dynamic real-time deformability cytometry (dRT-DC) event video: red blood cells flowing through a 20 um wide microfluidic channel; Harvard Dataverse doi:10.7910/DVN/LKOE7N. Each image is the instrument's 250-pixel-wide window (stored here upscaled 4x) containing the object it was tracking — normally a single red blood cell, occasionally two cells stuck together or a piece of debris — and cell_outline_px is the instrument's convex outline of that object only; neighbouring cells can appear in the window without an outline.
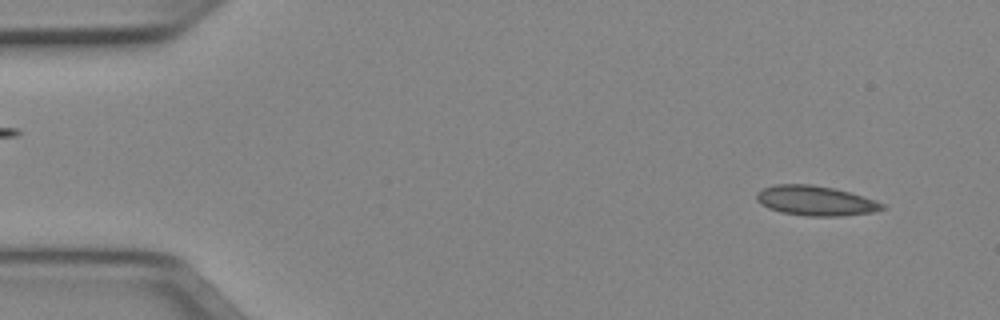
{"species": "Egyptian fruit bat (a non-hibernating species)", "species_latin": "Rousettus aegyptiacus", "temperature_condition": "cold", "stored_images_in_passage": 50, "camera_frame_rate_fps": 3000, "um_per_image_px": 0.085, "animal": {"sex": "female"}, "frame": {"image": 1, "passage_image": 3, "time_ms": 0.667, "image_size_px": [1000, 320], "cell_outline_px": [[888, 208], [872, 212], [844, 216], [808, 216], [780, 212], [768, 208], [760, 204], [756, 200], [756, 192], [764, 188], [776, 184], [812, 184], [832, 188], [848, 192], [876, 200], [884, 204]], "centroid_in_image_um": [69.31, 17.07], "position_along_channel_um": 15.7, "area_um2": 21.91}}
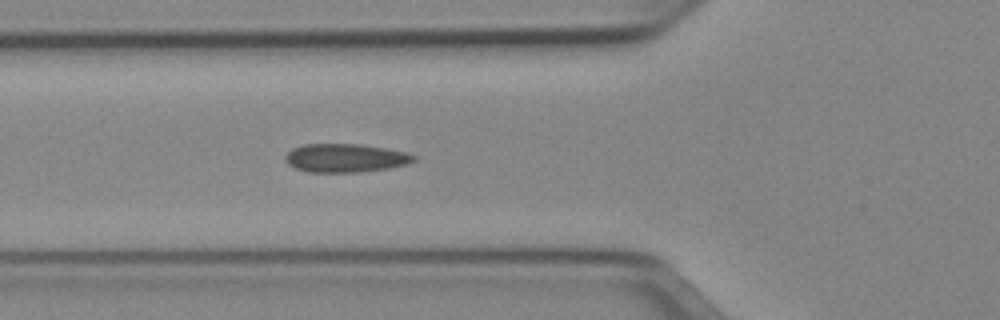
{"frame": {"image": 2, "passage_image": 17, "time_ms": 5.333, "image_size_px": [1000, 320], "cell_outline_px": [[416, 160], [408, 164], [388, 168], [360, 172], [308, 172], [296, 168], [288, 164], [284, 160], [284, 156], [292, 148], [304, 144], [360, 144], [384, 148], [404, 152], [416, 156]], "centroid_in_image_um": [29.33, 13.43], "position_along_channel_um": 96.5, "area_um2": 21.33}}
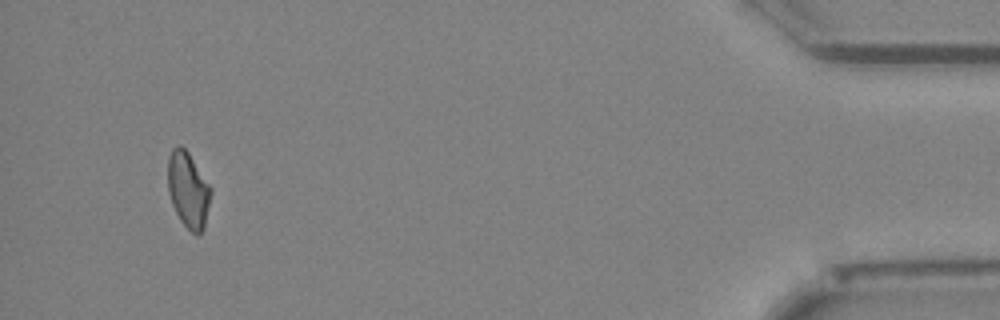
{"frame": {"image": 3, "passage_image": 47, "time_ms": 15.333, "image_size_px": [1000, 320], "cell_outline_px": [[212, 192], [204, 228], [196, 236], [180, 220], [172, 204], [168, 192], [168, 156], [172, 148], [176, 144], [180, 144], [188, 152], [212, 188]], "centroid_in_image_um": [15.99, 16.11], "position_along_channel_um": 419.2, "area_um2": 19.07}, "authors_computed_cell_mechanics": {"area_um2": 20.4323, "velocity_mm_per_s": 3.9609, "shape_relaxation_time_tau1_ms": null, "shape_relaxation_time_tau2_ms": 3.5312, "deformation_change_tau1": null, "deformation_change_tau2": 0.0822}}